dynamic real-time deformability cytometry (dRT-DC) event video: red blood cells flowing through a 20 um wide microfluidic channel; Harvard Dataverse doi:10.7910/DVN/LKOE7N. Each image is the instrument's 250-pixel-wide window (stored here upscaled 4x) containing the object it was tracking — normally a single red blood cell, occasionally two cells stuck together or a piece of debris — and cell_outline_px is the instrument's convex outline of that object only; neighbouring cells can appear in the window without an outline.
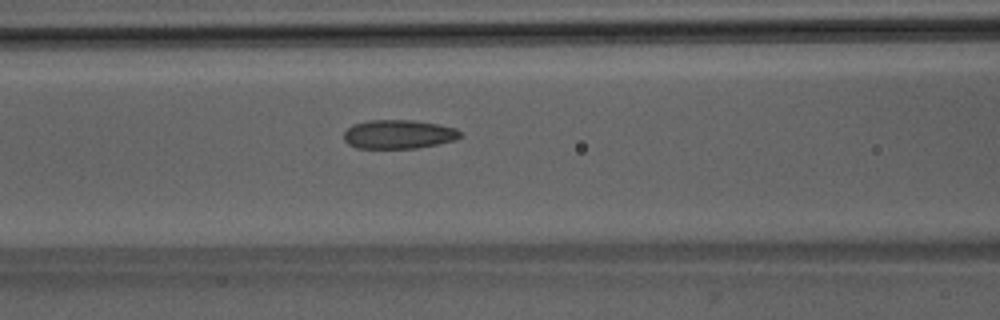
{"species": "Egyptian fruit bat (a non-hibernating species)", "species_latin": "Rousettus aegyptiacus", "temperature_condition": "room temperature", "stored_images_in_passage": 38, "camera_frame_rate_fps": 3000, "um_per_image_px": 0.085, "animal": {"sex": "male"}, "frame": {"image": 1, "passage_image": 13, "time_ms": 4.0, "image_size_px": [1000, 320], "cell_outline_px": [[464, 136], [456, 140], [416, 148], [356, 148], [348, 144], [344, 140], [344, 132], [352, 124], [368, 120], [412, 120], [436, 124], [456, 128], [464, 132]], "centroid_in_image_um": [33.9, 11.41], "position_along_channel_um": 132.7, "area_um2": 19.77}}
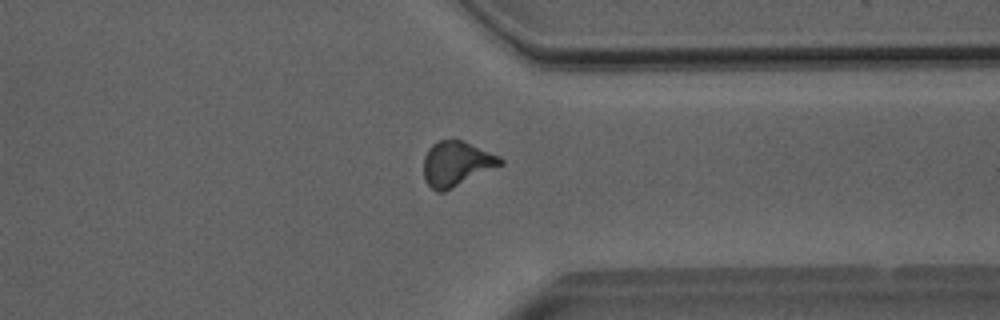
{"frame": {"image": 2, "passage_image": 31, "time_ms": 10.0, "image_size_px": [1000, 320], "cell_outline_px": [[504, 164], [444, 192], [436, 192], [424, 180], [424, 156], [428, 148], [432, 144], [440, 140], [464, 140], [500, 156], [504, 160]], "centroid_in_image_um": [38.81, 13.91], "position_along_channel_um": 372.6, "area_um2": 20.23}}
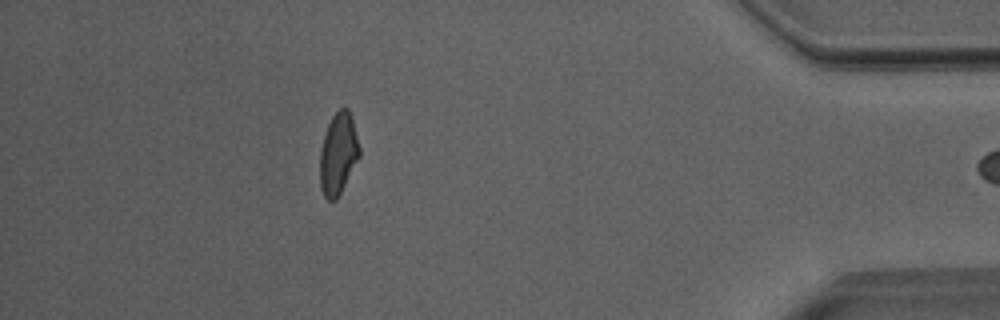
{"frame": {"image": 3, "passage_image": 37, "time_ms": 12.0, "image_size_px": [1000, 320], "cell_outline_px": [[360, 156], [336, 200], [328, 200], [324, 196], [320, 188], [320, 148], [328, 124], [332, 116], [344, 104], [348, 108], [352, 120], [360, 148]], "centroid_in_image_um": [28.74, 13.05], "position_along_channel_um": 406.5, "area_um2": 18.73}}